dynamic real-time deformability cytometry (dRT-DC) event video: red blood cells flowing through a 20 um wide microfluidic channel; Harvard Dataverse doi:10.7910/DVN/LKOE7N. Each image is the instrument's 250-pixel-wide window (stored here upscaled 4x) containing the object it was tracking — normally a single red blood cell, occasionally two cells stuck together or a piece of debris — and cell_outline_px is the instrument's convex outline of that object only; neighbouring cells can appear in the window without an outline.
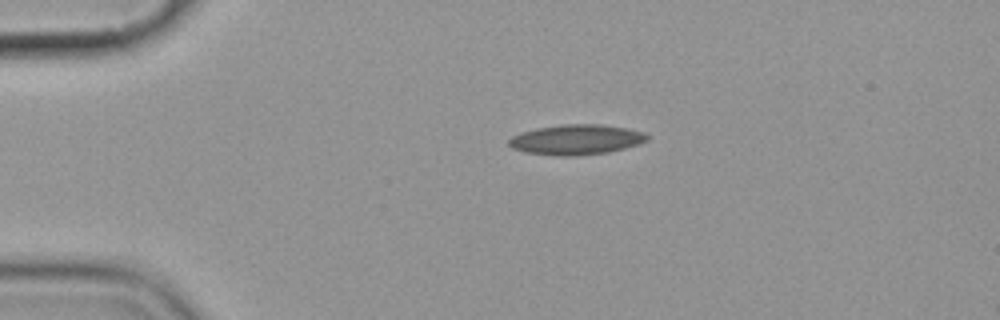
{"species": "common noctule bat (a hibernating species)", "species_latin": "Nyctalus noctula", "temperature_condition": "cold", "stored_images_in_passage": 3, "camera_frame_rate_fps": 3000, "um_per_image_px": 0.085, "animal": {"sex": "female", "body_mass_g": 19.9}, "frame": {"image": 1, "passage_image": 3, "time_ms": 2.333, "image_size_px": [1000, 320], "cell_outline_px": [[648, 140], [624, 148], [608, 152], [572, 156], [556, 156], [524, 152], [512, 148], [508, 144], [508, 140], [512, 136], [520, 132], [536, 128], [560, 124], [604, 124], [628, 128], [644, 132], [648, 136]], "centroid_in_image_um": [48.95, 11.86], "position_along_channel_um": 36.1, "area_um2": 24.45}}